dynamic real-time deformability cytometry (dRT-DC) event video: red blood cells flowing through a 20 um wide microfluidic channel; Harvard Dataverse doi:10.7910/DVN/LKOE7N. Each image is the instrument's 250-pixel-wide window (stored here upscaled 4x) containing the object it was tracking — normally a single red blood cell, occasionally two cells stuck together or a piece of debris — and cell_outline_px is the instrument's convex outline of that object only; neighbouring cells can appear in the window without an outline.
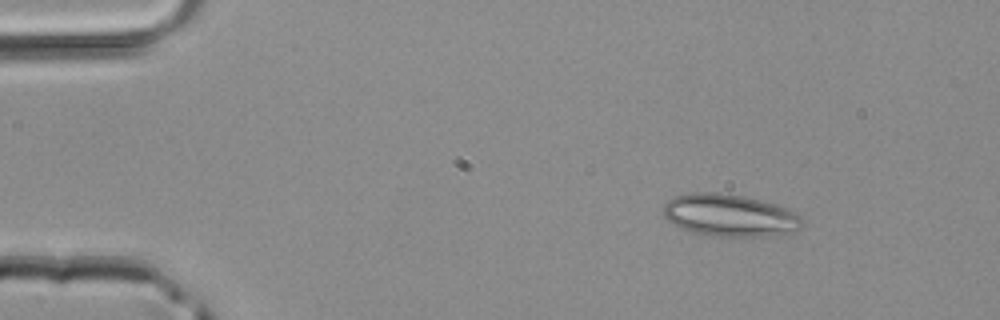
{"species": "common noctule bat (a hibernating species)", "species_latin": "Nyctalus noctula", "temperature_condition": "room temperature", "stored_images_in_passage": 4, "segment_of_instrument_passage": [1, 2], "camera_frame_rate_fps": 3000, "um_per_image_px": 0.085, "animal": {"sex": "male", "body_mass_g": 20.4}, "frame": {"image": 1, "passage_image": 1, "time_ms": 0.0, "image_size_px": [1000, 320], "cell_outline_px": [[804, 224], [800, 228], [792, 232], [764, 236], [708, 236], [692, 232], [672, 224], [664, 216], [664, 204], [668, 200], [676, 196], [692, 192], [720, 192], [744, 196], [776, 204], [796, 212], [800, 216]], "centroid_in_image_um": [62.03, 18.3], "position_along_channel_um": 23.0, "area_um2": 34.33}}